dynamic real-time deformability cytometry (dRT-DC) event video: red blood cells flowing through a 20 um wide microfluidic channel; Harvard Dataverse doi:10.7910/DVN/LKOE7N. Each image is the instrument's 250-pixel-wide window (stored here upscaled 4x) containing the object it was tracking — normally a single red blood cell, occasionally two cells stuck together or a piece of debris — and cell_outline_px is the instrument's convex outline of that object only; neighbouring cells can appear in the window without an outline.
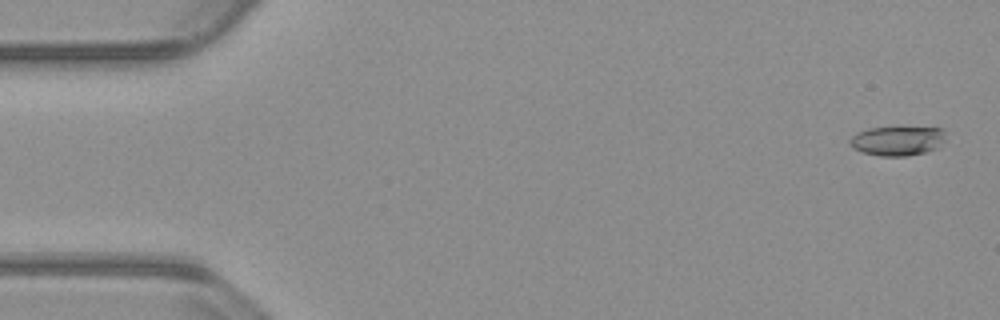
{"species": "common noctule bat (a hibernating species)", "species_latin": "Nyctalus noctula", "temperature_condition": "warm", "stored_images_in_passage": 55, "camera_frame_rate_fps": 3000, "um_per_image_px": 0.085, "animal": {"sex": "male", "body_mass_g": 23.1, "forearm_length_mm": 52.7}, "frame": {"image": 1, "passage_image": 2, "time_ms": 0.333, "image_size_px": [1000, 320], "cell_outline_px": [[944, 140], [936, 148], [924, 152], [908, 156], [880, 156], [864, 152], [852, 148], [848, 144], [848, 140], [856, 132], [868, 128], [940, 128], [944, 132]], "centroid_in_image_um": [76.21, 11.98], "position_along_channel_um": 8.8, "area_um2": 16.24}}
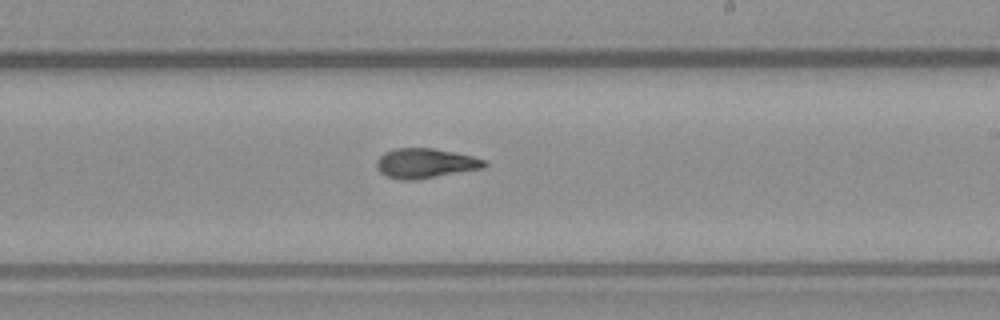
{"frame": {"image": 2, "passage_image": 32, "time_ms": 10.333, "image_size_px": [1000, 320], "cell_outline_px": [[488, 164], [484, 168], [416, 180], [400, 180], [388, 176], [380, 172], [376, 164], [376, 160], [384, 152], [396, 148], [432, 148], [472, 156], [484, 160]], "centroid_in_image_um": [36.14, 13.88], "position_along_channel_um": 252.9, "area_um2": 18.61}}
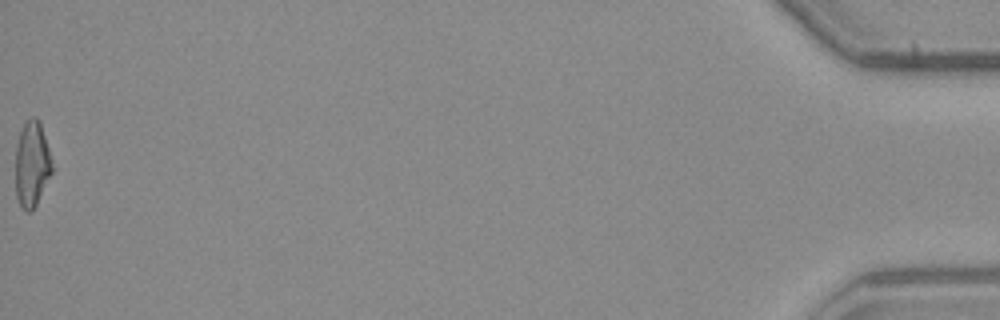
{"frame": {"image": 3, "passage_image": 55, "time_ms": 18.0, "image_size_px": [1000, 320], "cell_outline_px": [[52, 172], [32, 212], [24, 212], [20, 208], [16, 196], [16, 144], [20, 132], [24, 124], [32, 116], [36, 116], [40, 120], [48, 148], [52, 164]], "centroid_in_image_um": [2.7, 13.97], "position_along_channel_um": 432.5, "area_um2": 18.26}, "authors_computed_cell_mechanics": {"area_um2": 18.2648, "velocity_mm_per_s": 3.809, "shape_relaxation_time_tau1_ms": null, "shape_relaxation_time_tau2_ms": 2.9267, "deformation_change_tau1": null, "deformation_change_tau2": 0.1084}}